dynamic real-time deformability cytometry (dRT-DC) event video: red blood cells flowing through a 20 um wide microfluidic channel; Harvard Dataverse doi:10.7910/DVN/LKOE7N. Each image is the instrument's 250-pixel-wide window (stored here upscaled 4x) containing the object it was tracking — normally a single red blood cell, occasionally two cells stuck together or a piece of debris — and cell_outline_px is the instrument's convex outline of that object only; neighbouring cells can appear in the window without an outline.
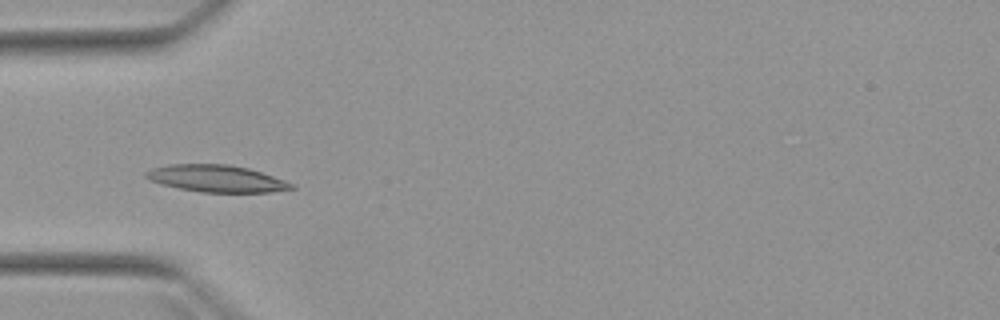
{"species": "Egyptian fruit bat (a non-hibernating species)", "species_latin": "Rousettus aegyptiacus", "temperature_condition": "warm", "stored_images_in_passage": 4, "camera_frame_rate_fps": 3000, "um_per_image_px": 0.085, "animal": {"sex": "female"}, "frame": {"image": 1, "passage_image": 3, "time_ms": 4.0, "image_size_px": [1000, 320], "cell_outline_px": [[296, 188], [272, 192], [200, 192], [180, 188], [164, 184], [152, 180], [144, 176], [144, 172], [152, 168], [168, 164], [228, 164], [248, 168], [296, 184]], "centroid_in_image_um": [18.43, 15.17], "position_along_channel_um": 66.6, "area_um2": 22.72}}
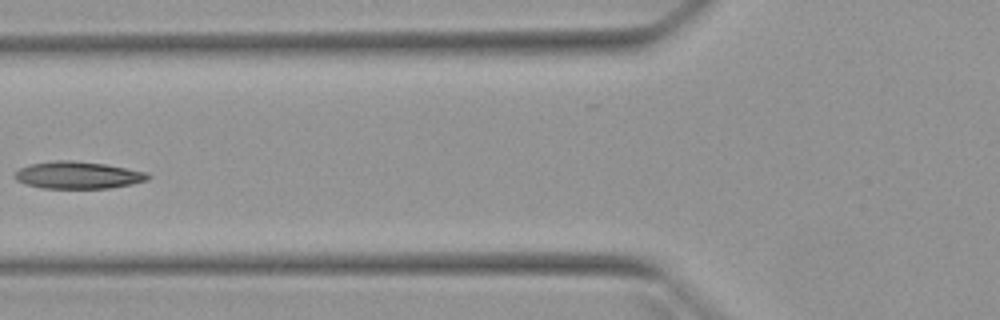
{"frame": {"image": 2, "passage_image": 4, "time_ms": 5.333, "image_size_px": [1000, 320], "cell_outline_px": [[152, 176], [148, 180], [132, 184], [108, 188], [44, 188], [28, 184], [16, 180], [12, 176], [20, 168], [28, 164], [56, 160], [72, 160], [104, 164], [148, 172]], "centroid_in_image_um": [6.64, 14.88], "position_along_channel_um": 119.2, "area_um2": 21.1}}